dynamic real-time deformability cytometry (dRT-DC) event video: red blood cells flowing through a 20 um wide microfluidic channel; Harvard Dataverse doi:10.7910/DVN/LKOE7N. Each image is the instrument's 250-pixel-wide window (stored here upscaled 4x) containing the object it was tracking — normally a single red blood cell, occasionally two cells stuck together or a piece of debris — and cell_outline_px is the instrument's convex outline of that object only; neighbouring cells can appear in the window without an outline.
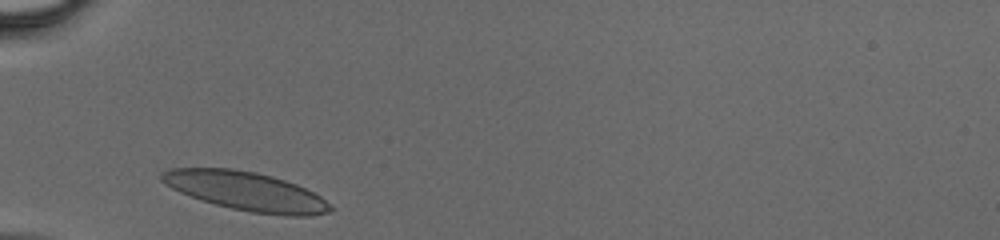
{"species": "human", "species_latin": "Homo sapiens", "temperature_condition": "cold", "stored_images_in_passage": 24, "camera_frame_rate_fps": 3000, "um_per_image_px": 0.085, "donor": {"sex": "male"}, "frame": {"image": 1, "passage_image": 1, "time_ms": 0.0, "image_size_px": [1000, 240], "cell_outline_px": [[332, 208], [328, 212], [308, 216], [284, 216], [252, 212], [232, 208], [216, 204], [180, 192], [164, 184], [160, 180], [160, 172], [168, 168], [232, 168], [256, 172], [272, 176], [296, 184], [320, 196]], "centroid_in_image_um": [20.87, 16.24], "position_along_channel_um": 64.1, "area_um2": 37.8}}
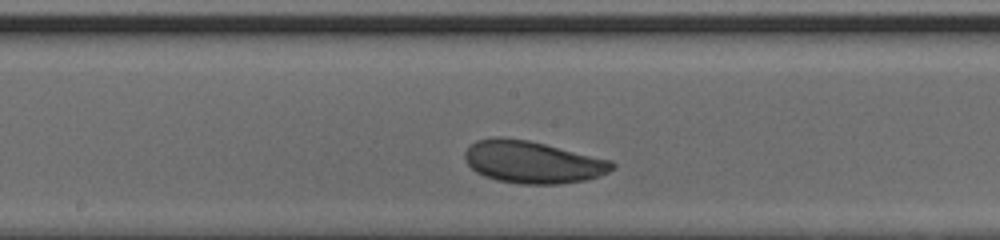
{"frame": {"image": 2, "passage_image": 11, "time_ms": 3.333, "image_size_px": [1000, 240], "cell_outline_px": [[616, 168], [600, 176], [584, 180], [560, 184], [524, 184], [496, 180], [484, 176], [476, 172], [464, 160], [464, 152], [476, 140], [492, 136], [504, 136], [528, 140], [612, 160], [616, 164]], "centroid_in_image_um": [45.27, 13.76], "position_along_channel_um": 202.9, "area_um2": 36.53}}
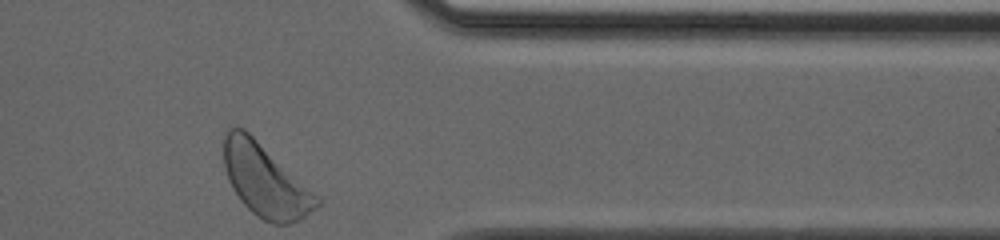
{"frame": {"image": 3, "passage_image": 24, "time_ms": 7.667, "image_size_px": [1000, 240], "cell_outline_px": [[320, 204], [316, 208], [300, 220], [288, 224], [272, 224], [256, 216], [240, 200], [228, 180], [224, 168], [224, 132], [228, 128], [244, 128], [316, 196], [320, 200]], "centroid_in_image_um": [22.49, 15.37], "position_along_channel_um": 388.9, "area_um2": 38.26}}